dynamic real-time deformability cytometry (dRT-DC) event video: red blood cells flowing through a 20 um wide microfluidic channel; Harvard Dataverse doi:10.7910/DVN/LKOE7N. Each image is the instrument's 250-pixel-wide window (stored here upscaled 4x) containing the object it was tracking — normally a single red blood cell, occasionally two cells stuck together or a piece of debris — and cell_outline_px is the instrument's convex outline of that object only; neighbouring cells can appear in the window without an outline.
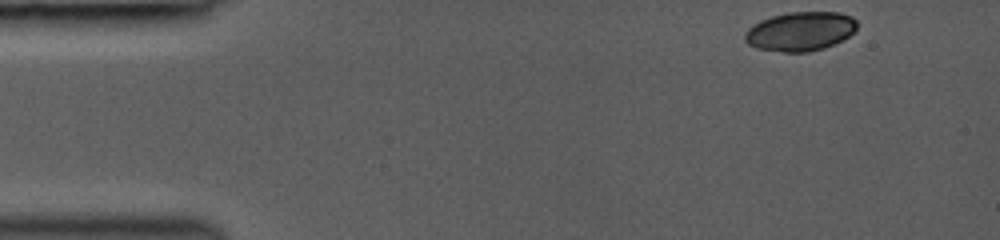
{"species": "common noctule bat (a hibernating species)", "species_latin": "Nyctalus noctula", "temperature_condition": "room temperature", "stored_images_in_passage": 9, "camera_frame_rate_fps": 3000, "um_per_image_px": 0.085, "animal": {"sex": "female", "body_mass_g": 19.0, "forearm_length_mm": 53.3}, "frame": {"image": 1, "passage_image": 1, "time_ms": 0.0, "image_size_px": [1000, 240], "cell_outline_px": [[856, 28], [848, 36], [824, 48], [808, 52], [784, 52], [756, 48], [748, 44], [744, 40], [744, 32], [752, 24], [760, 20], [772, 16], [788, 12], [840, 12], [852, 16], [856, 20]], "centroid_in_image_um": [67.98, 2.66], "position_along_channel_um": 17.0, "area_um2": 25.61}}
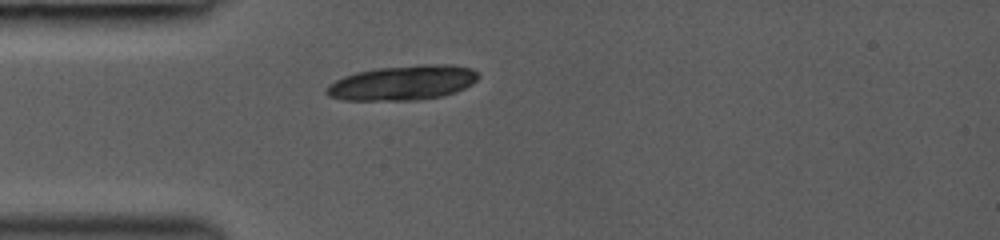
{"frame": {"image": 2, "passage_image": 8, "time_ms": 3.0, "image_size_px": [1000, 240], "cell_outline_px": [[480, 76], [472, 84], [456, 92], [440, 96], [416, 100], [344, 100], [328, 96], [324, 92], [328, 84], [344, 76], [356, 72], [376, 68], [420, 64], [452, 64], [472, 68]], "centroid_in_image_um": [34.23, 7.03], "position_along_channel_um": 50.8, "area_um2": 30.92}}